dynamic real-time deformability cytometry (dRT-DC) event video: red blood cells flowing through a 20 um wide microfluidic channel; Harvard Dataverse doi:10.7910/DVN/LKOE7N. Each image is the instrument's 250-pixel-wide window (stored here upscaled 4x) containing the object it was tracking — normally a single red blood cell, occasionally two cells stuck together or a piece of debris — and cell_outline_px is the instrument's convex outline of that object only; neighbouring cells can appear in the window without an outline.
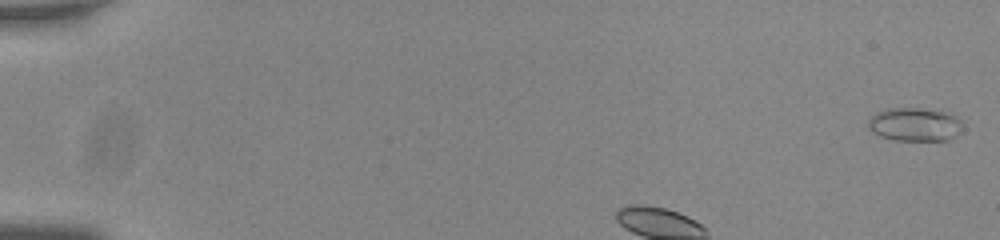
{"species": "common noctule bat (a hibernating species)", "species_latin": "Nyctalus noctula", "temperature_condition": "room temperature", "stored_images_in_passage": 49, "camera_frame_rate_fps": 3000, "um_per_image_px": 0.085, "animal": {"sex": "male", "body_mass_g": 20.0, "forearm_length_mm": 53.3}, "frame": {"image": 1, "passage_image": 2, "time_ms": 0.333, "image_size_px": [1000, 240], "cell_outline_px": [[960, 120], [956, 132], [948, 140], [896, 140], [880, 136], [872, 132], [868, 124], [868, 120], [872, 116], [888, 108], [916, 108], [944, 112], [956, 116]], "centroid_in_image_um": [77.68, 10.58], "position_along_channel_um": 7.3, "area_um2": 17.74}}
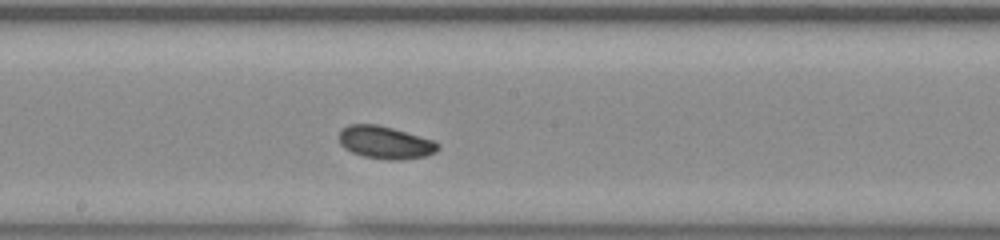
{"frame": {"image": 2, "passage_image": 24, "time_ms": 7.667, "image_size_px": [1000, 240], "cell_outline_px": [[440, 148], [436, 152], [424, 156], [400, 160], [388, 160], [364, 156], [352, 152], [344, 148], [340, 144], [340, 132], [348, 124], [376, 124], [392, 128], [432, 140], [440, 144]], "centroid_in_image_um": [32.75, 12.12], "position_along_channel_um": 215.5, "area_um2": 18.61}}
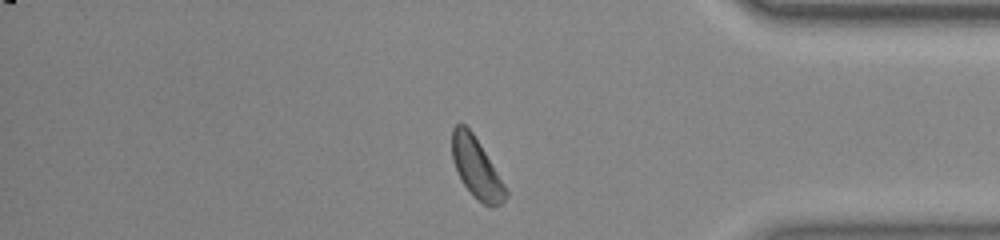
{"frame": {"image": 3, "passage_image": 40, "time_ms": 13.0, "image_size_px": [1000, 240], "cell_outline_px": [[508, 196], [500, 204], [492, 208], [488, 208], [472, 196], [464, 184], [452, 160], [452, 128], [456, 124], [464, 124], [472, 132], [480, 144], [504, 184], [508, 192]], "centroid_in_image_um": [40.5, 14.31], "position_along_channel_um": 394.7, "area_um2": 18.67}, "authors_computed_cell_mechanics": {"area_um2": 18.3226, "velocity_mm_per_s": 3.7143, "shape_relaxation_time_tau1_ms": 1.0872, "shape_relaxation_time_tau2_ms": null, "deformation_change_tau1": 0.0584, "deformation_change_tau2": null}}